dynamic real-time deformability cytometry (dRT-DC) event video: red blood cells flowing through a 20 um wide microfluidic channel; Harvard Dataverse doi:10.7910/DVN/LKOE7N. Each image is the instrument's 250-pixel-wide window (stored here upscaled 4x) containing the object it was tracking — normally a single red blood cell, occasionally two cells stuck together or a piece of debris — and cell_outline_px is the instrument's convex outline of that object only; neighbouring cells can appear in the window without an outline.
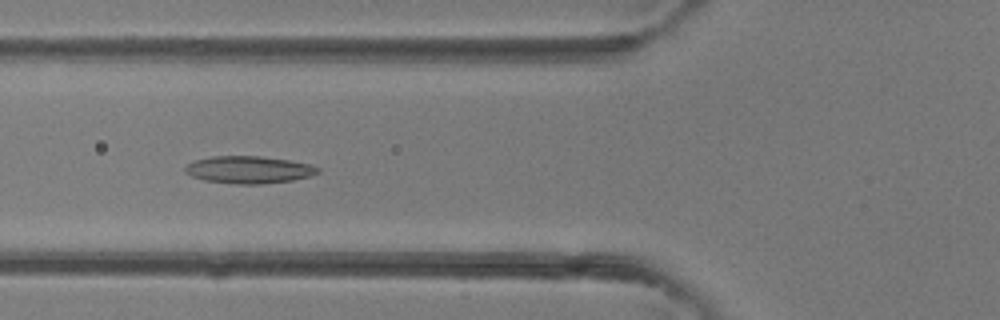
{"species": "common noctule bat (a hibernating species)", "species_latin": "Nyctalus noctula", "temperature_condition": "room temperature", "stored_images_in_passage": 43, "camera_frame_rate_fps": 3000, "um_per_image_px": 0.085, "animal": {"sex": "female"}, "frame": {"image": 1, "passage_image": 16, "time_ms": 5.0, "image_size_px": [1000, 320], "cell_outline_px": [[320, 172], [308, 176], [292, 180], [260, 184], [236, 184], [204, 180], [192, 176], [184, 172], [184, 168], [188, 164], [196, 160], [212, 156], [260, 156], [288, 160], [312, 164], [320, 168]], "centroid_in_image_um": [21.15, 14.42], "position_along_channel_um": 104.6, "area_um2": 21.04}}
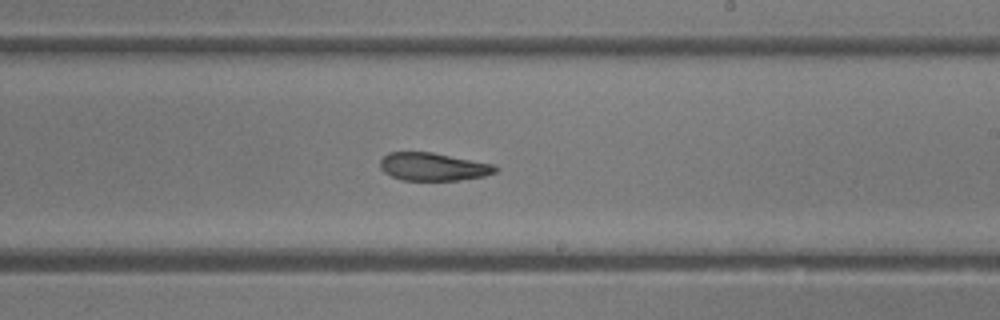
{"frame": {"image": 2, "passage_image": 25, "time_ms": 8.0, "image_size_px": [1000, 320], "cell_outline_px": [[500, 168], [496, 172], [484, 176], [460, 180], [400, 180], [384, 172], [380, 168], [380, 160], [388, 152], [432, 152], [496, 164]], "centroid_in_image_um": [36.85, 14.17], "position_along_channel_um": 252.1, "area_um2": 18.96}}
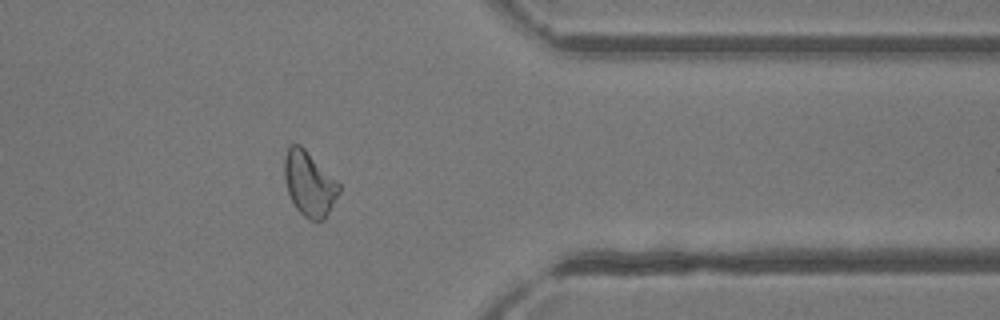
{"frame": {"image": 3, "passage_image": 34, "time_ms": 11.0, "image_size_px": [1000, 320], "cell_outline_px": [[340, 192], [324, 220], [308, 220], [296, 208], [288, 192], [284, 176], [284, 156], [288, 144], [300, 144], [340, 184]], "centroid_in_image_um": [26.27, 15.6], "position_along_channel_um": 385.1, "area_um2": 20.46}}